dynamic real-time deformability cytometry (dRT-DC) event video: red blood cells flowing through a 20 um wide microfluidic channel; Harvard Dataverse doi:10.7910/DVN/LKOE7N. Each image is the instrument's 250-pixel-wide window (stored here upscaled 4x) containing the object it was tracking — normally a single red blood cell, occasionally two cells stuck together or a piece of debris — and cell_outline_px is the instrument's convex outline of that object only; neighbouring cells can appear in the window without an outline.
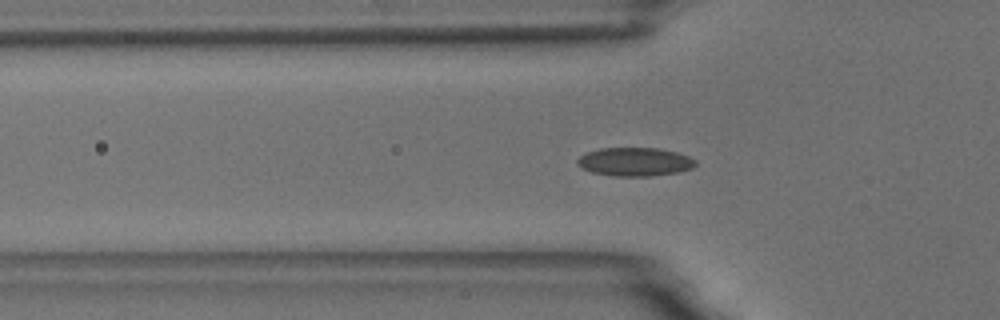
{"species": "common noctule bat (a hibernating species)", "species_latin": "Nyctalus noctula", "temperature_condition": "room temperature", "stored_images_in_passage": 59, "camera_frame_rate_fps": 3000, "um_per_image_px": 0.085, "animal": {"sex": "male", "body_mass_g": 18.8}, "frame": {"image": 1, "passage_image": 19, "time_ms": 6.0, "image_size_px": [1000, 320], "cell_outline_px": [[696, 164], [692, 168], [676, 172], [652, 176], [616, 176], [592, 172], [580, 168], [576, 164], [576, 160], [580, 156], [588, 152], [600, 148], [660, 148], [676, 152], [688, 156], [696, 160]], "centroid_in_image_um": [53.94, 13.75], "position_along_channel_um": 71.9, "area_um2": 19.65}}
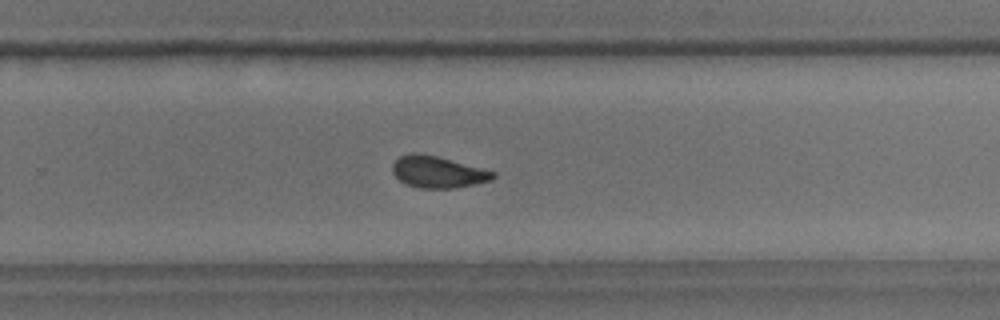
{"frame": {"image": 2, "passage_image": 38, "time_ms": 12.333, "image_size_px": [1000, 320], "cell_outline_px": [[496, 176], [492, 180], [456, 188], [420, 188], [408, 184], [400, 180], [392, 172], [392, 164], [400, 156], [412, 152], [416, 152], [436, 156], [496, 172]], "centroid_in_image_um": [37.21, 14.62], "position_along_channel_um": 292.6, "area_um2": 18.38}}
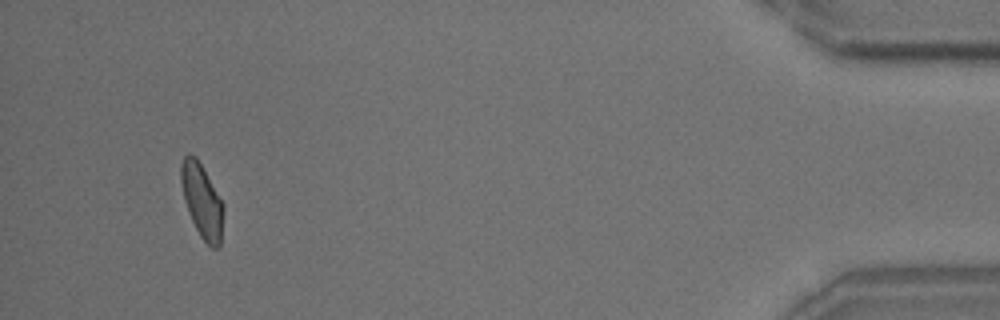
{"frame": {"image": 3, "passage_image": 55, "time_ms": 18.0, "image_size_px": [1000, 320], "cell_outline_px": [[224, 208], [220, 244], [216, 248], [212, 248], [200, 236], [188, 212], [184, 200], [180, 180], [180, 164], [184, 156], [188, 152], [196, 156], [224, 204]], "centroid_in_image_um": [17.15, 17.03], "position_along_channel_um": 418.1, "area_um2": 18.26}, "authors_computed_cell_mechanics": {"area_um2": 18.6116, "velocity_mm_per_s": 3.4715, "shape_relaxation_time_tau1_ms": 8.3946, "shape_relaxation_time_tau2_ms": 1.9743, "deformation_change_tau1": 0.128, "deformation_change_tau2": 0.0574}}